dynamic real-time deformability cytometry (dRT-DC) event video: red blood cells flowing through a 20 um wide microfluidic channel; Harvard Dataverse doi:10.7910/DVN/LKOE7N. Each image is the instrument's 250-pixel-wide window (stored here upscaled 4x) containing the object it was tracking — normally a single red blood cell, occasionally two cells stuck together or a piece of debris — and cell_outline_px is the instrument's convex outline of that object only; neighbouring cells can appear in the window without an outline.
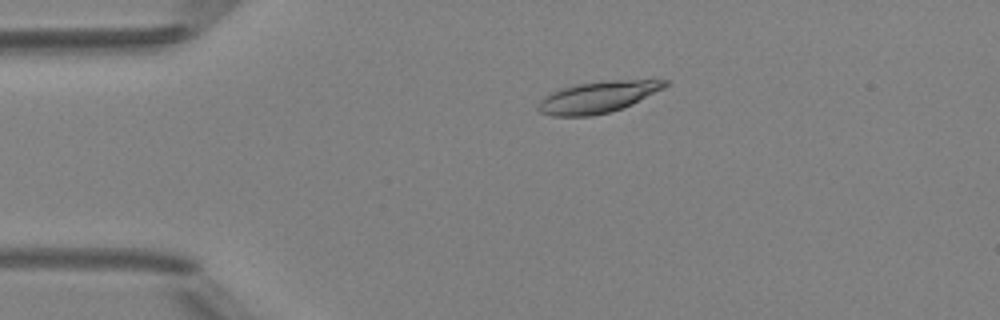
{"species": "Egyptian fruit bat (a non-hibernating species)", "species_latin": "Rousettus aegyptiacus", "temperature_condition": "room temperature", "stored_images_in_passage": 44, "camera_frame_rate_fps": 3000, "um_per_image_px": 0.085, "animal": {"sex": "female"}, "frame": {"image": 1, "passage_image": 5, "time_ms": 1.333, "image_size_px": [1000, 320], "cell_outline_px": [[672, 84], [632, 104], [612, 112], [592, 116], [552, 116], [540, 112], [536, 108], [540, 100], [544, 96], [560, 88], [576, 84], [608, 80], [672, 80]], "centroid_in_image_um": [50.83, 8.25], "position_along_channel_um": 34.2, "area_um2": 23.47}}
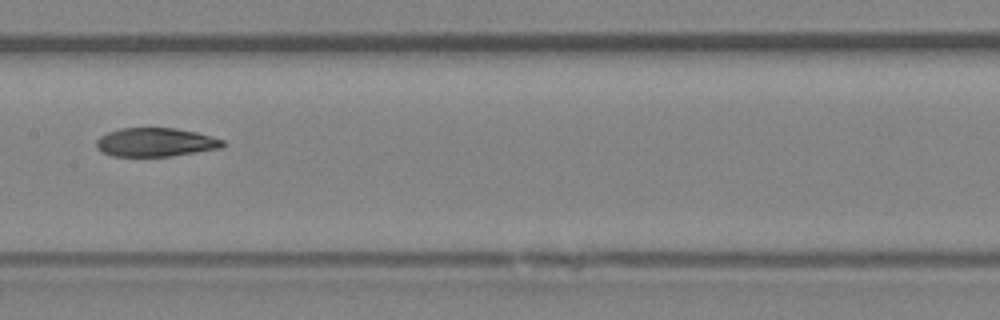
{"frame": {"image": 2, "passage_image": 20, "time_ms": 6.333, "image_size_px": [1000, 320], "cell_outline_px": [[228, 144], [220, 148], [168, 156], [112, 156], [104, 152], [96, 144], [96, 140], [100, 136], [108, 132], [120, 128], [176, 128], [196, 132], [212, 136], [224, 140]], "centroid_in_image_um": [13.26, 12.08], "position_along_channel_um": 194.1, "area_um2": 20.98}}
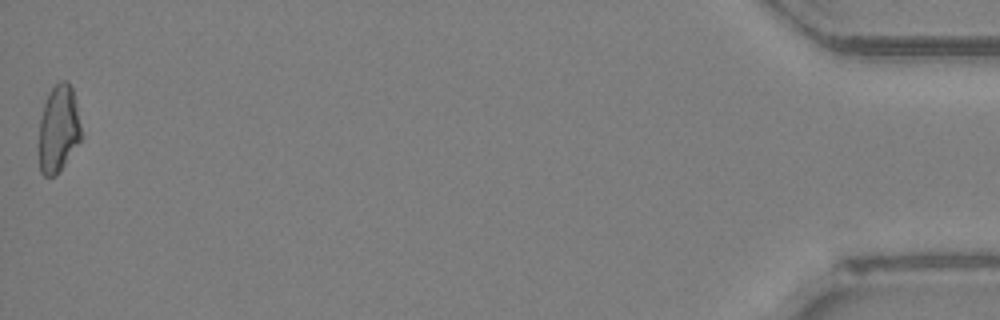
{"frame": {"image": 3, "passage_image": 44, "time_ms": 14.333, "image_size_px": [1000, 320], "cell_outline_px": [[84, 136], [60, 172], [56, 176], [44, 176], [40, 172], [40, 120], [44, 104], [52, 88], [60, 80], [68, 80], [72, 88]], "centroid_in_image_um": [5.01, 10.98], "position_along_channel_um": 430.2, "area_um2": 21.62}, "authors_computed_cell_mechanics": {"area_um2": 21.9062, "velocity_mm_per_s": 4.1972, "shape_relaxation_time_tau1_ms": null, "shape_relaxation_time_tau2_ms": 4.0691, "deformation_change_tau1": null, "deformation_change_tau2": 0.092}}